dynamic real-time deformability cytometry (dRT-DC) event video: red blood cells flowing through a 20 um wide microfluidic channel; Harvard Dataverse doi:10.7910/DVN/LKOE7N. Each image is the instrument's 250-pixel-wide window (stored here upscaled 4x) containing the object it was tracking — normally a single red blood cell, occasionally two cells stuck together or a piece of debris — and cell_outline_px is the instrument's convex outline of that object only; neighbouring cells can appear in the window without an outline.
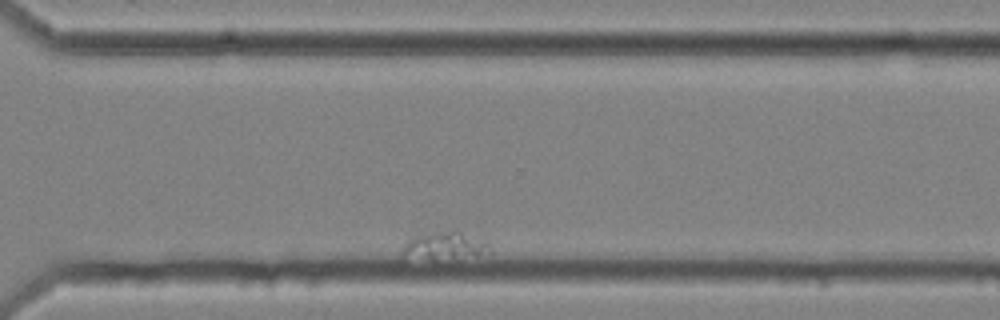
{"species": "common noctule bat (a hibernating species)", "species_latin": "Nyctalus noctula", "temperature_condition": "cold", "stored_images_in_passage": 60, "segment_of_instrument_passage": [2, 2], "camera_frame_rate_fps": 3000, "um_per_image_px": 0.085, "animal": {"sex": "female", "body_mass_g": 25.1}, "frame": {"image": 1, "passage_image": 55, "time_ms": 18.0, "image_size_px": [1000, 320], "cell_outline_px": [[492, 252], [476, 256], [432, 260], [400, 260], [400, 252], [404, 244], [412, 236], [444, 232], [460, 232], [488, 244], [492, 248]], "centroid_in_image_um": [37.64, 20.98], "position_along_channel_um": 333.0, "area_um2": 14.28}}
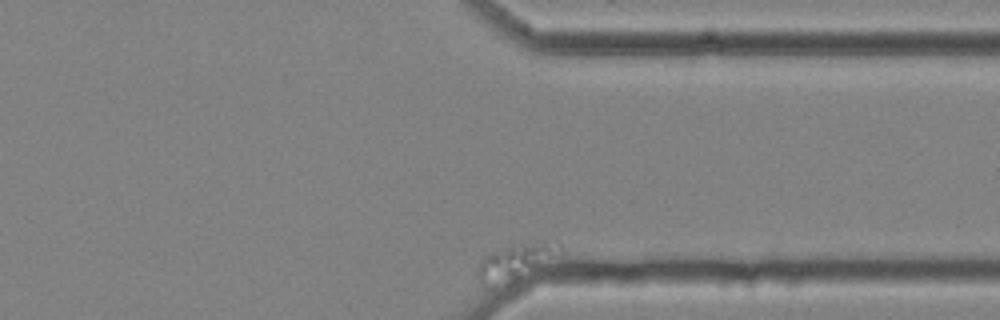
{"frame": {"image": 2, "passage_image": 60, "time_ms": 19.667, "image_size_px": [1000, 320], "cell_outline_px": [[560, 248], [516, 280], [492, 288], [484, 288], [476, 276], [476, 272], [480, 260], [484, 256], [492, 252], [504, 248], [556, 240], [560, 244]], "centroid_in_image_um": [43.57, 22.33], "position_along_channel_um": 367.8, "area_um2": 15.95}}